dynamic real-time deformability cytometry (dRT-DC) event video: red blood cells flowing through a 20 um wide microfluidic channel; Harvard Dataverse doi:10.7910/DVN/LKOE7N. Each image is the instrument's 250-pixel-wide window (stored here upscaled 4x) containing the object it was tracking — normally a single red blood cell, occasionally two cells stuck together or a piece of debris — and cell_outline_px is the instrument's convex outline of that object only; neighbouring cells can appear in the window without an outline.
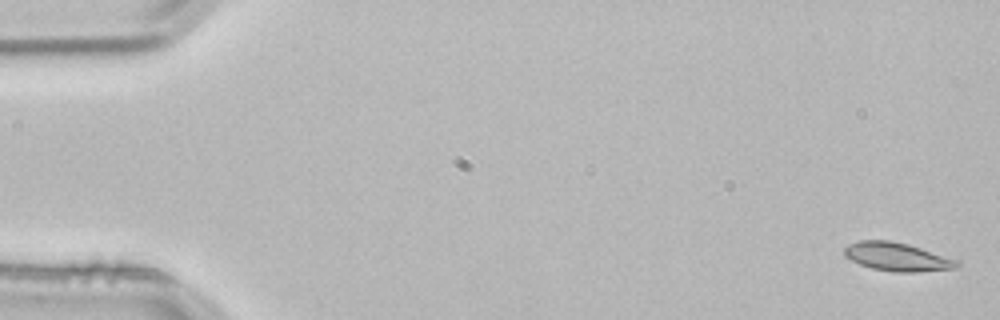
{"species": "common noctule bat (a hibernating species)", "species_latin": "Nyctalus noctula", "temperature_condition": "room temperature", "stored_images_in_passage": 4, "camera_frame_rate_fps": 3000, "um_per_image_px": 0.085, "animal": {"sex": "male", "body_mass_g": 21.5, "forearm_length_mm": 52.0}, "frame": {"image": 1, "passage_image": 1, "time_ms": 0.0, "image_size_px": [1000, 320], "cell_outline_px": [[960, 264], [956, 268], [916, 272], [896, 272], [872, 268], [860, 264], [844, 256], [844, 248], [848, 244], [860, 240], [892, 240], [908, 244], [960, 260]], "centroid_in_image_um": [76.27, 21.82], "position_along_channel_um": 8.7, "area_um2": 18.73}}